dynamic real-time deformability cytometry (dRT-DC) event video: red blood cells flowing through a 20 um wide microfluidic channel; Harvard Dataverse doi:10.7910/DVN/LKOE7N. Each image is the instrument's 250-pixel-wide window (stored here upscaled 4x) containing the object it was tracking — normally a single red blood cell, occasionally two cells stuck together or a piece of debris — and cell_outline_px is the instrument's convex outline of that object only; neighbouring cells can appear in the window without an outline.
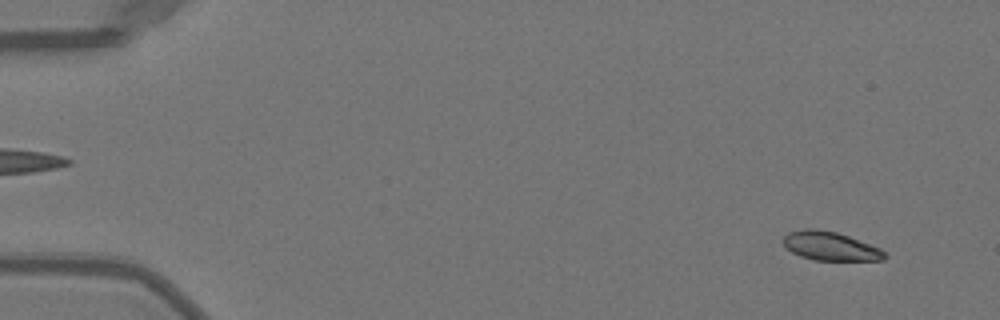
{"species": "Egyptian fruit bat (a non-hibernating species)", "species_latin": "Rousettus aegyptiacus", "temperature_condition": "warm", "stored_images_in_passage": 49, "camera_frame_rate_fps": 3000, "um_per_image_px": 0.085, "animal": {"sex": "female"}, "frame": {"image": 1, "passage_image": 2, "time_ms": 0.333, "image_size_px": [1000, 320], "cell_outline_px": [[888, 256], [884, 260], [816, 260], [800, 256], [792, 252], [784, 244], [784, 236], [788, 232], [804, 228], [812, 228], [836, 232], [848, 236], [880, 248]], "centroid_in_image_um": [70.58, 20.92], "position_along_channel_um": 14.4, "area_um2": 16.82}}
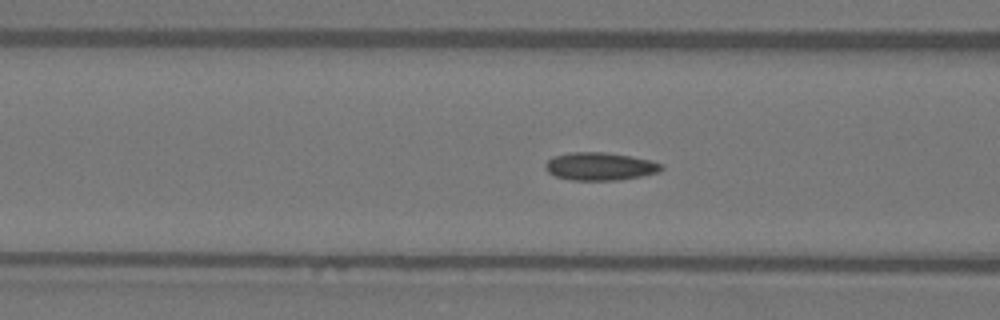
{"frame": {"image": 2, "passage_image": 19, "time_ms": 6.0, "image_size_px": [1000, 320], "cell_outline_px": [[664, 168], [660, 172], [620, 180], [572, 180], [556, 176], [548, 172], [544, 168], [544, 164], [552, 156], [568, 152], [608, 152], [632, 156], [652, 160], [664, 164]], "centroid_in_image_um": [51.02, 14.13], "position_along_channel_um": 115.6, "area_um2": 19.19}}
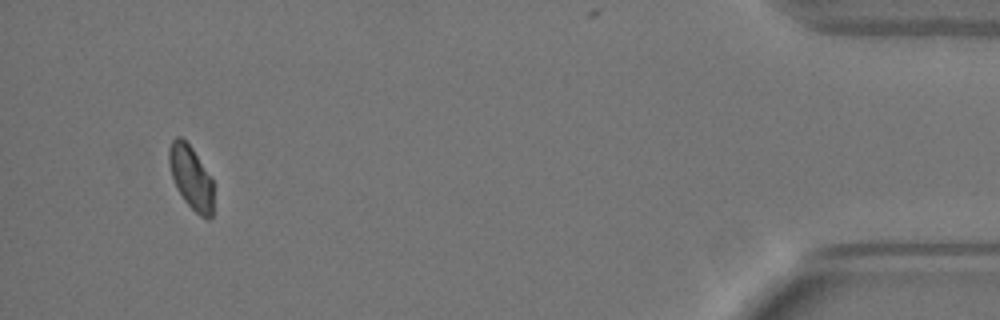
{"frame": {"image": 3, "passage_image": 47, "time_ms": 15.333, "image_size_px": [1000, 320], "cell_outline_px": [[212, 216], [208, 220], [200, 216], [184, 200], [176, 188], [168, 164], [168, 148], [172, 140], [176, 136], [180, 136], [192, 148], [212, 180]], "centroid_in_image_um": [16.2, 15.07], "position_along_channel_um": 419.0, "area_um2": 16.24}, "authors_computed_cell_mechanics": {"area_um2": 17.8024, "velocity_mm_per_s": 3.999, "shape_relaxation_time_tau1_ms": 7.8633, "shape_relaxation_time_tau2_ms": 4.517, "deformation_change_tau1": 0.1592, "deformation_change_tau2": 0.0795}}